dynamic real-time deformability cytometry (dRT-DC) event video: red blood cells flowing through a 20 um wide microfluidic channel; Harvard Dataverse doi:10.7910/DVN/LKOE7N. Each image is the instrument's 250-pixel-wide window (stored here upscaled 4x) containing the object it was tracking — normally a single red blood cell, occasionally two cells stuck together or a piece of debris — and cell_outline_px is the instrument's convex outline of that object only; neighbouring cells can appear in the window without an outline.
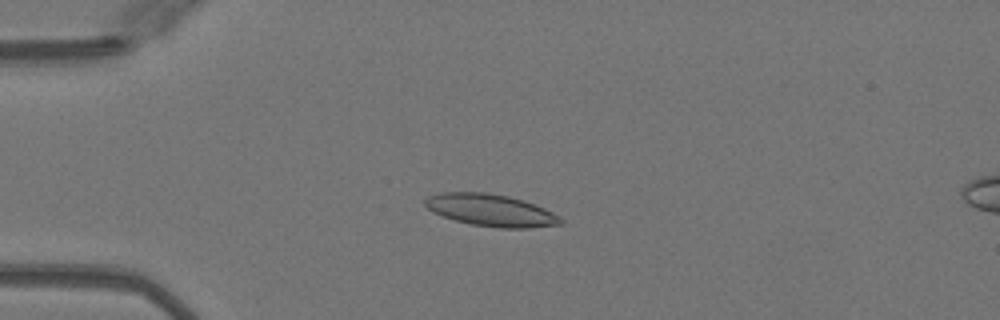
{"species": "Egyptian fruit bat (a non-hibernating species)", "species_latin": "Rousettus aegyptiacus", "temperature_condition": "warm", "stored_images_in_passage": 50, "camera_frame_rate_fps": 3000, "um_per_image_px": 0.085, "animal": {"sex": "female"}, "frame": {"image": 1, "passage_image": 13, "time_ms": 4.0, "image_size_px": [1000, 320], "cell_outline_px": [[564, 224], [528, 228], [500, 228], [472, 224], [456, 220], [432, 212], [424, 204], [424, 200], [428, 196], [440, 192], [484, 192], [508, 196], [524, 200], [544, 208], [560, 216], [564, 220]], "centroid_in_image_um": [41.74, 17.87], "position_along_channel_um": 43.3, "area_um2": 25.37}}
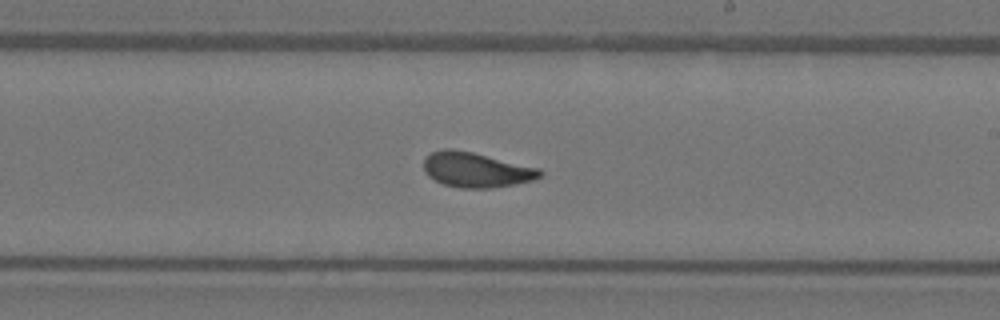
{"frame": {"image": 2, "passage_image": 30, "time_ms": 9.667, "image_size_px": [1000, 320], "cell_outline_px": [[544, 176], [532, 180], [512, 184], [488, 188], [460, 188], [444, 184], [428, 176], [424, 172], [424, 160], [432, 152], [444, 148], [452, 148], [472, 152], [540, 168], [544, 172]], "centroid_in_image_um": [40.48, 14.43], "position_along_channel_um": 248.5, "area_um2": 23.58}}
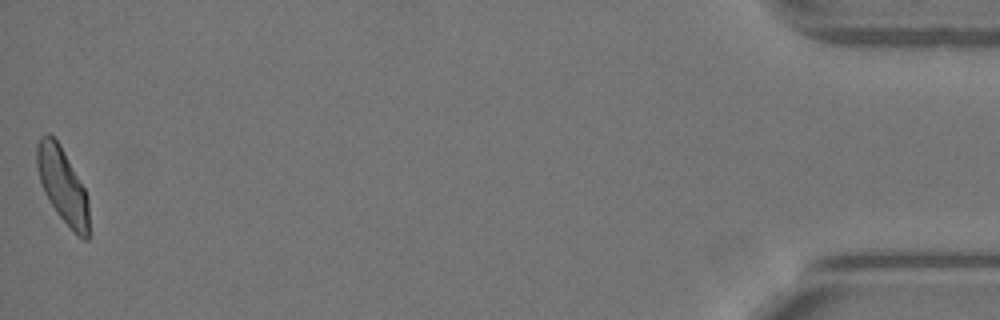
{"frame": {"image": 3, "passage_image": 50, "time_ms": 16.333, "image_size_px": [1000, 320], "cell_outline_px": [[88, 240], [84, 240], [56, 212], [48, 200], [44, 192], [40, 180], [36, 164], [36, 144], [40, 136], [48, 132], [60, 144], [84, 188], [88, 196]], "centroid_in_image_um": [5.29, 15.69], "position_along_channel_um": 429.9, "area_um2": 22.48}, "authors_computed_cell_mechanics": {"area_um2": 23.6113, "velocity_mm_per_s": 4.0873, "shape_relaxation_time_tau1_ms": 3.4777, "shape_relaxation_time_tau2_ms": 0.8599, "deformation_change_tau1": 0.1533, "deformation_change_tau2": 0.0672}}